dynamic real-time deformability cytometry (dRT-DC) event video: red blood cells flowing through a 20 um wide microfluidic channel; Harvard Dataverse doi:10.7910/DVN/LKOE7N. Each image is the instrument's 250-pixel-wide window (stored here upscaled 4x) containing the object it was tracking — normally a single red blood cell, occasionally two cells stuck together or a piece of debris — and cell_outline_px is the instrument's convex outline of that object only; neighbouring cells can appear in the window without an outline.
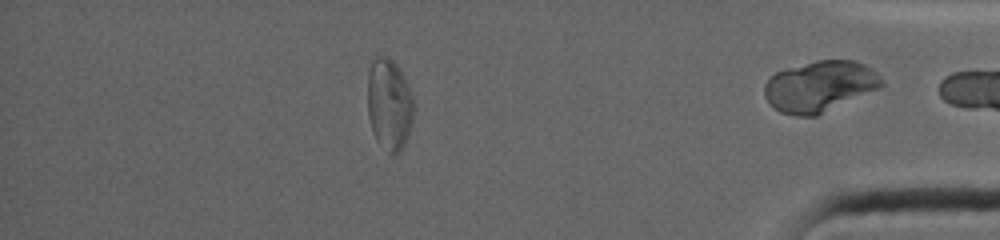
{"species": "common noctule bat (a hibernating species)", "species_latin": "Nyctalus noctula", "temperature_condition": "warm", "stored_images_in_passage": 88, "segment_of_instrument_passage": [2, 2], "camera_frame_rate_fps": 4500, "um_per_image_px": 0.085, "animal": {"sex": "female", "body_mass_g": 19.0, "forearm_length_mm": 53.3}, "frame": {"image": 1, "passage_image": 88, "time_ms": 12.0, "image_size_px": [1000, 240], "cell_outline_px": [[884, 84], [880, 88], [816, 116], [796, 116], [780, 112], [764, 96], [764, 84], [776, 72], [788, 68], [816, 60], [856, 60], [872, 68], [884, 80]], "centroid_in_image_um": [69.71, 7.33], "position_along_channel_um": 365.5, "area_um2": 34.68}}